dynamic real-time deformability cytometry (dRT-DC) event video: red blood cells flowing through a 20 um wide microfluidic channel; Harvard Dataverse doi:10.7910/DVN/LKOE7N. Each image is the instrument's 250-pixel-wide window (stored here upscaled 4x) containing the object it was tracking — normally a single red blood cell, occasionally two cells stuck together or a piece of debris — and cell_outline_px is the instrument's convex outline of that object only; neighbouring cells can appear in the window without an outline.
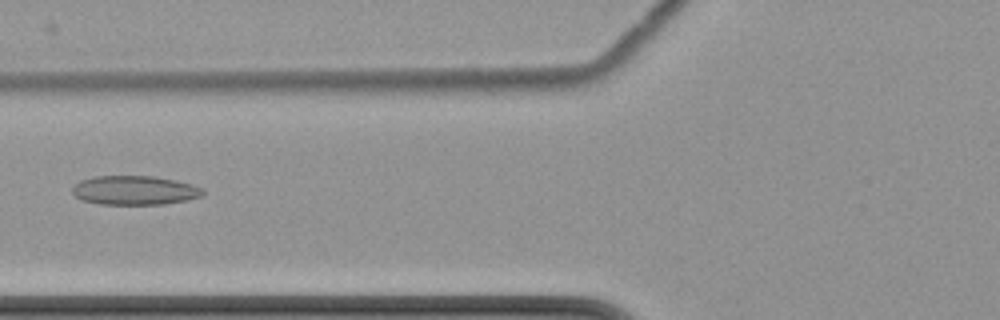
{"species": "common noctule bat (a hibernating species)", "species_latin": "Nyctalus noctula", "temperature_condition": "cold", "stored_images_in_passage": 8, "camera_frame_rate_fps": 3000, "um_per_image_px": 0.085, "animal": {"sex": "female", "body_mass_g": 22.7, "forearm_length_mm": 54.2}, "frame": {"image": 1, "passage_image": 8, "time_ms": 8.333, "image_size_px": [1000, 320], "cell_outline_px": [[204, 196], [188, 200], [164, 204], [100, 204], [80, 200], [72, 192], [72, 188], [80, 180], [92, 176], [156, 176], [176, 180], [192, 184], [204, 188]], "centroid_in_image_um": [11.48, 16.17], "position_along_channel_um": 114.3, "area_um2": 22.43}}